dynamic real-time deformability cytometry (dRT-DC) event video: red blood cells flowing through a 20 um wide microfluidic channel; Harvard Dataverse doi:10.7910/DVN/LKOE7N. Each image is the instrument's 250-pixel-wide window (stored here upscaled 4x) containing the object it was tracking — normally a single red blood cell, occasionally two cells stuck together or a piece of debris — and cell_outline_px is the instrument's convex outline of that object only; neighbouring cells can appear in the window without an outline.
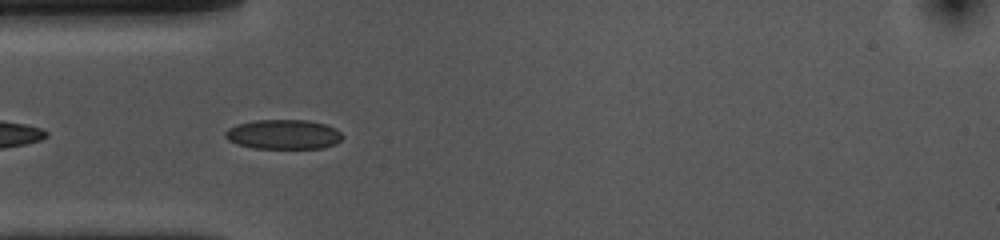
{"species": "common noctule bat (a hibernating species)", "species_latin": "Nyctalus noctula", "temperature_condition": "cold", "stored_images_in_passage": 17, "camera_frame_rate_fps": 3000, "um_per_image_px": 0.085, "animal": {"sex": "female", "body_mass_g": 10.0, "forearm_length_mm": 53.1}, "frame": {"image": 1, "passage_image": 3, "time_ms": 0.667, "image_size_px": [1000, 240], "cell_outline_px": [[344, 136], [336, 144], [324, 148], [256, 148], [236, 144], [228, 140], [224, 136], [224, 132], [228, 128], [236, 124], [256, 120], [308, 120], [328, 124], [336, 128]], "centroid_in_image_um": [24.11, 11.42], "position_along_channel_um": 60.9, "area_um2": 20.46}}
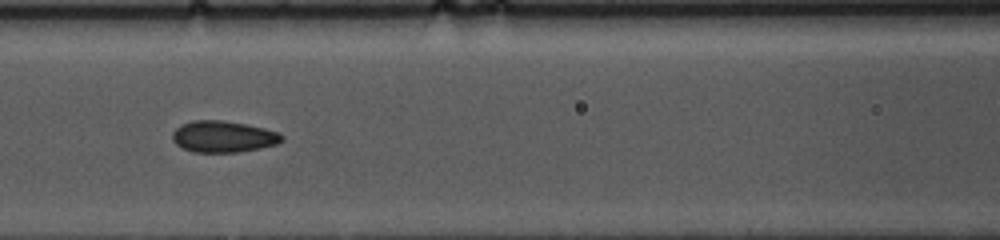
{"frame": {"image": 2, "passage_image": 10, "time_ms": 3.0, "image_size_px": [1000, 240], "cell_outline_px": [[284, 140], [276, 144], [260, 148], [236, 152], [192, 152], [176, 144], [172, 140], [172, 132], [180, 124], [192, 120], [224, 120], [264, 128], [280, 132], [284, 136]], "centroid_in_image_um": [18.97, 11.6], "position_along_channel_um": 147.6, "area_um2": 20.17}}
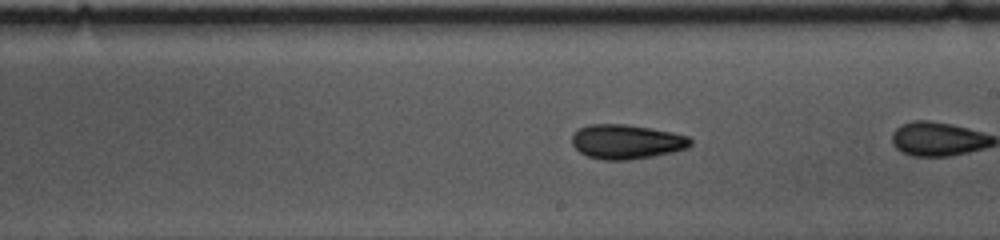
{"frame": {"image": 3, "passage_image": 15, "time_ms": 4.667, "image_size_px": [1000, 240], "cell_outline_px": [[692, 144], [688, 148], [672, 152], [652, 156], [628, 160], [604, 160], [588, 156], [580, 152], [572, 144], [572, 132], [588, 124], [624, 124], [652, 128], [672, 132], [688, 136], [692, 140]], "centroid_in_image_um": [53.25, 12.04], "position_along_channel_um": 235.7, "area_um2": 23.87}}